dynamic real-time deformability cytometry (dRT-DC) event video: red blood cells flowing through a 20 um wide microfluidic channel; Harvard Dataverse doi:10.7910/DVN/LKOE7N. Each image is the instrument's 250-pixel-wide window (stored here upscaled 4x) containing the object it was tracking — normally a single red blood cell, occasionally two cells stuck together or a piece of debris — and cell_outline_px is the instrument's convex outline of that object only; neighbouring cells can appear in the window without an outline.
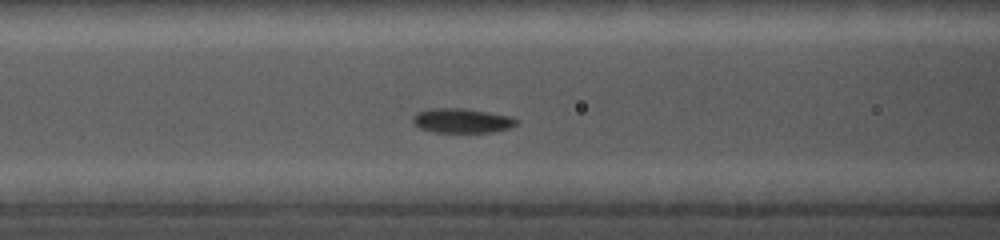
{"species": "common noctule bat (a hibernating species)", "species_latin": "Nyctalus noctula", "temperature_condition": "cold", "stored_images_in_passage": 28, "camera_frame_rate_fps": 5000, "um_per_image_px": 0.085, "animal": {"sex": "female", "body_mass_g": 19.0, "forearm_length_mm": 56.7}, "frame": {"image": 1, "passage_image": 11, "time_ms": 5.6, "image_size_px": [1000, 240], "cell_outline_px": [[520, 120], [516, 124], [508, 128], [492, 132], [432, 132], [420, 128], [412, 124], [412, 116], [416, 112], [432, 108], [464, 108], [488, 112], [508, 116]], "centroid_in_image_um": [39.2, 10.25], "position_along_channel_um": 127.4, "area_um2": 14.85}}
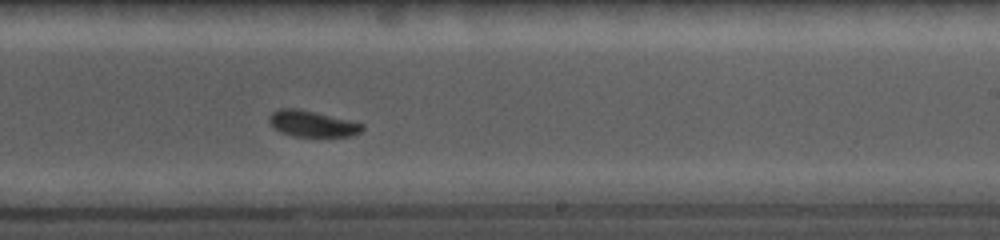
{"frame": {"image": 2, "passage_image": 17, "time_ms": 9.2, "image_size_px": [1000, 240], "cell_outline_px": [[364, 128], [360, 132], [352, 136], [292, 136], [280, 132], [268, 120], [268, 116], [272, 112], [280, 108], [296, 108], [364, 124]], "centroid_in_image_um": [26.51, 10.52], "position_along_channel_um": 262.5, "area_um2": 13.87}}
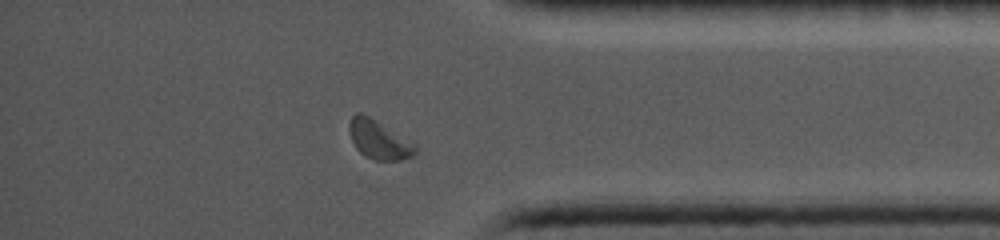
{"frame": {"image": 3, "passage_image": 24, "time_ms": 13.0, "image_size_px": [1000, 240], "cell_outline_px": [[416, 152], [412, 156], [400, 160], [372, 160], [364, 156], [356, 148], [352, 140], [348, 128], [348, 124], [352, 116], [356, 112], [360, 112], [376, 120], [412, 144], [416, 148]], "centroid_in_image_um": [32.12, 11.88], "position_along_channel_um": 403.1, "area_um2": 14.51}}